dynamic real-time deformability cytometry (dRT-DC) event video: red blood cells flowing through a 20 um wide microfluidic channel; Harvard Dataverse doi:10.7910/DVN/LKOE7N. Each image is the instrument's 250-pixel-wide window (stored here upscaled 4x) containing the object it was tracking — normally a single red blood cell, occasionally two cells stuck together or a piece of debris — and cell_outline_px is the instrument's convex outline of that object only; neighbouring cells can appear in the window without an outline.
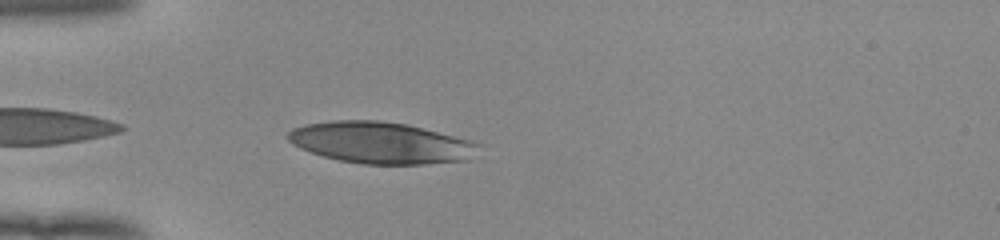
{"species": "human", "species_latin": "Homo sapiens", "temperature_condition": "room temperature", "stored_images_in_passage": 37, "camera_frame_rate_fps": 3000, "um_per_image_px": 0.085, "donor": {"sex": "female"}, "frame": {"image": 1, "passage_image": 3, "time_ms": 0.667, "image_size_px": [1000, 240], "cell_outline_px": [[484, 144], [468, 160], [424, 164], [364, 164], [340, 160], [324, 156], [300, 148], [292, 144], [284, 136], [292, 128], [304, 124], [332, 120], [376, 120], [408, 124]], "centroid_in_image_um": [32.35, 12.13], "position_along_channel_um": 52.7, "area_um2": 46.24}}
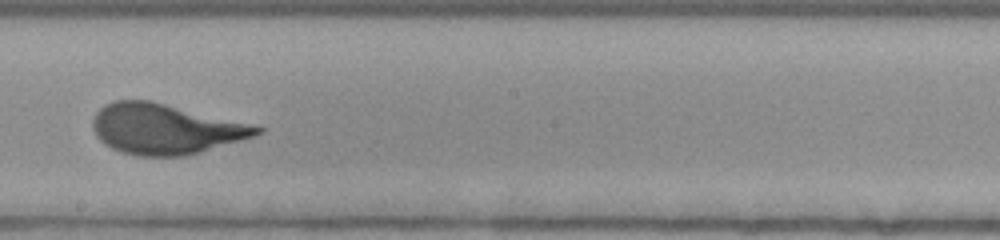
{"frame": {"image": 2, "passage_image": 18, "time_ms": 5.667, "image_size_px": [1000, 240], "cell_outline_px": [[264, 132], [252, 136], [200, 152], [184, 156], [140, 156], [120, 152], [104, 144], [96, 136], [92, 128], [92, 116], [104, 104], [112, 100], [148, 100], [264, 128]], "centroid_in_image_um": [13.93, 10.97], "position_along_channel_um": 234.3, "area_um2": 47.4}}
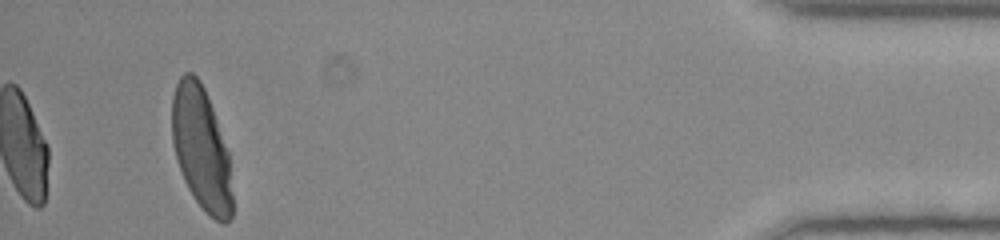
{"frame": {"image": 3, "passage_image": 37, "time_ms": 12.0, "image_size_px": [1000, 240], "cell_outline_px": [[232, 216], [224, 224], [216, 220], [196, 200], [188, 188], [184, 180], [172, 144], [172, 96], [176, 84], [180, 76], [184, 72], [192, 72], [200, 80], [204, 88], [212, 108], [228, 152], [232, 196]], "centroid_in_image_um": [17.09, 12.58], "position_along_channel_um": 418.1, "area_um2": 42.71}, "authors_computed_cell_mechanics": {"area_um2": 47.2804, "velocity_mm_per_s": 3.9171, "shape_relaxation_time_tau1_ms": 4.2656, "shape_relaxation_time_tau2_ms": null, "deformation_change_tau1": 0.2093, "deformation_change_tau2": null}}